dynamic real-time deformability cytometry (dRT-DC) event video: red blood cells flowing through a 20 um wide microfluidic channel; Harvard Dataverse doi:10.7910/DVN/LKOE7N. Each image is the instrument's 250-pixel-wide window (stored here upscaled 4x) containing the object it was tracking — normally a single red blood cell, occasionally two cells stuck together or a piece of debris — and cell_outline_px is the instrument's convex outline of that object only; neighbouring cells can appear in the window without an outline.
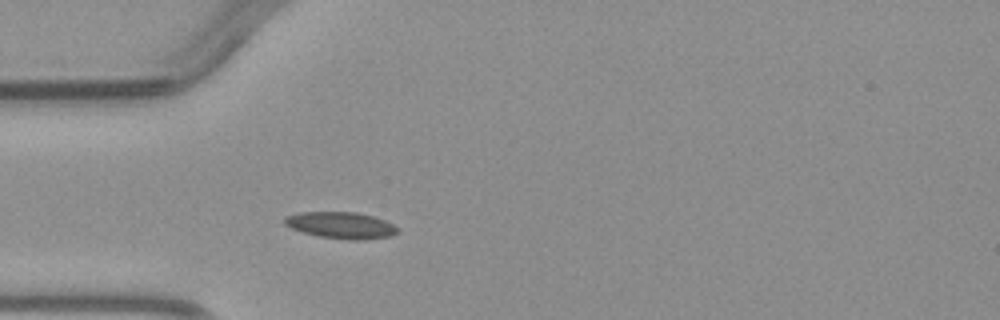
{"species": "common noctule bat (a hibernating species)", "species_latin": "Nyctalus noctula", "temperature_condition": "warm", "stored_images_in_passage": 2, "camera_frame_rate_fps": 3000, "um_per_image_px": 0.085, "animal": {"sex": "male", "body_mass_g": 23.1, "forearm_length_mm": 52.7}, "frame": {"image": 1, "passage_image": 2, "time_ms": 1.333, "image_size_px": [1000, 320], "cell_outline_px": [[400, 228], [392, 236], [360, 240], [348, 240], [320, 236], [304, 232], [292, 228], [284, 224], [284, 216], [300, 212], [356, 212], [372, 216], [384, 220]], "centroid_in_image_um": [28.98, 19.14], "position_along_channel_um": 56.0, "area_um2": 17.4}}